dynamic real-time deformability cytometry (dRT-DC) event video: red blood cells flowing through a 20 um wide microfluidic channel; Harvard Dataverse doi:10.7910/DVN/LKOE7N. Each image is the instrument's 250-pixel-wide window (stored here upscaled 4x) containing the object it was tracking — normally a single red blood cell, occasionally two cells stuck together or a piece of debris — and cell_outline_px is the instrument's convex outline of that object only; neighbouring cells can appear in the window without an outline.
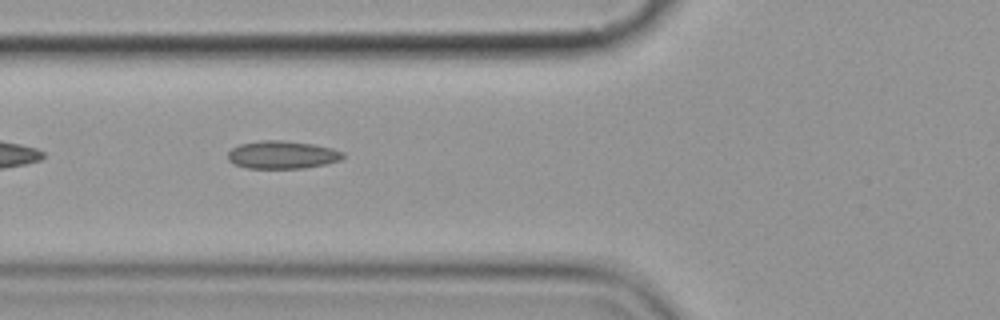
{"species": "common noctule bat (a hibernating species)", "species_latin": "Nyctalus noctula", "temperature_condition": "cold", "stored_images_in_passage": 7, "segment_of_instrument_passage": [2, 2], "camera_frame_rate_fps": 3000, "um_per_image_px": 0.085, "animal": {"sex": "female", "body_mass_g": 19.9}, "frame": {"image": 1, "passage_image": 7, "time_ms": 7.0, "image_size_px": [1000, 320], "cell_outline_px": [[344, 156], [340, 160], [324, 164], [304, 168], [248, 168], [232, 164], [228, 160], [228, 152], [232, 148], [240, 144], [264, 140], [280, 140], [312, 144], [332, 148], [344, 152]], "centroid_in_image_um": [23.97, 13.16], "position_along_channel_um": 101.8, "area_um2": 18.61}}